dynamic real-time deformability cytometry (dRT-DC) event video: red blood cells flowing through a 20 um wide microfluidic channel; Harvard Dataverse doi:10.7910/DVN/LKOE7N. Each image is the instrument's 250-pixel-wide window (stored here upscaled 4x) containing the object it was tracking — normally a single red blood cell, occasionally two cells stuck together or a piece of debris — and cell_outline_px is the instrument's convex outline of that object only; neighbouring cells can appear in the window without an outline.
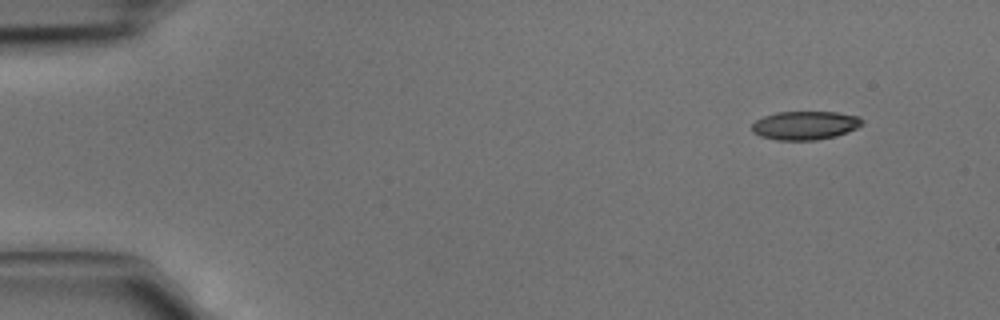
{"species": "common noctule bat (a hibernating species)", "species_latin": "Nyctalus noctula", "temperature_condition": "cold", "stored_images_in_passage": 4, "segment_of_instrument_passage": [2, 2], "camera_frame_rate_fps": 3000, "um_per_image_px": 0.085, "animal": {"sex": "male", "body_mass_g": 15.6}, "frame": {"image": 1, "passage_image": 4, "time_ms": 1.0, "image_size_px": [1000, 320], "cell_outline_px": [[864, 124], [848, 132], [836, 136], [816, 140], [776, 140], [760, 136], [752, 132], [752, 124], [756, 120], [764, 116], [776, 112], [836, 112], [860, 116], [864, 120]], "centroid_in_image_um": [68.45, 10.66], "position_along_channel_um": 16.5, "area_um2": 18.55}}